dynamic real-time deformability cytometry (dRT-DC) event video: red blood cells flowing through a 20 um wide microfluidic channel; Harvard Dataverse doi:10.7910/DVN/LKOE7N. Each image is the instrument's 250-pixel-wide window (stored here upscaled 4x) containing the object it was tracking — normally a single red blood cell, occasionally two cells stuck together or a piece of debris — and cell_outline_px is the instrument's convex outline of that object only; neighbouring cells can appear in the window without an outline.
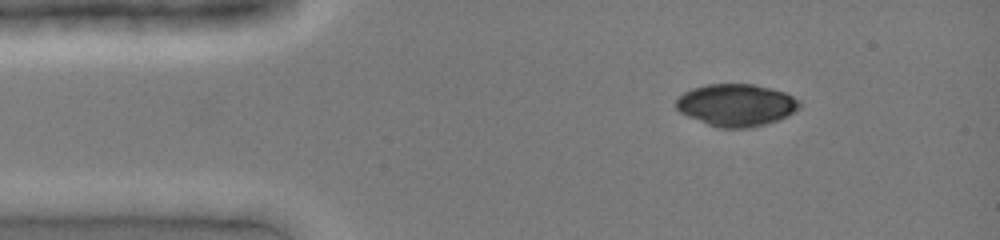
{"species": "common noctule bat (a hibernating species)", "species_latin": "Nyctalus noctula", "temperature_condition": "cold", "stored_images_in_passage": 36, "camera_frame_rate_fps": 3000, "um_per_image_px": 0.085, "animal": {"sex": "female", "body_mass_g": 19.0, "forearm_length_mm": 51.5}, "frame": {"image": 1, "passage_image": 1, "time_ms": 0.0, "image_size_px": [1000, 240], "cell_outline_px": [[800, 108], [796, 112], [776, 120], [764, 124], [748, 128], [720, 128], [708, 124], [688, 116], [680, 112], [676, 108], [676, 100], [684, 92], [692, 88], [708, 84], [752, 84], [784, 92], [800, 100]], "centroid_in_image_um": [62.58, 8.93], "position_along_channel_um": 22.4, "area_um2": 30.17}}
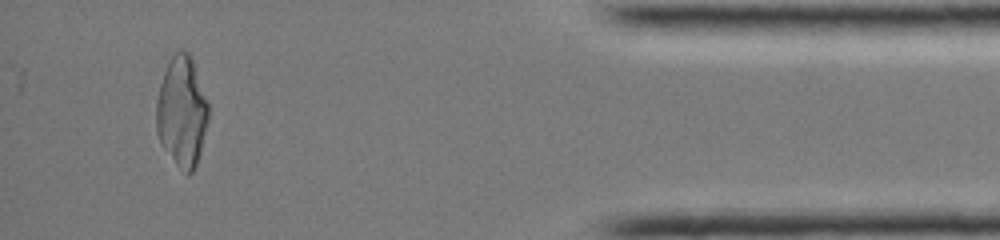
{"frame": {"image": 2, "passage_image": 33, "time_ms": 10.667, "image_size_px": [1000, 240], "cell_outline_px": [[208, 120], [200, 152], [196, 164], [192, 172], [188, 176], [176, 164], [160, 144], [156, 132], [156, 104], [160, 84], [164, 72], [172, 56], [176, 52], [188, 52], [192, 56], [208, 104]], "centroid_in_image_um": [15.45, 9.52], "position_along_channel_um": 419.8, "area_um2": 33.29}}